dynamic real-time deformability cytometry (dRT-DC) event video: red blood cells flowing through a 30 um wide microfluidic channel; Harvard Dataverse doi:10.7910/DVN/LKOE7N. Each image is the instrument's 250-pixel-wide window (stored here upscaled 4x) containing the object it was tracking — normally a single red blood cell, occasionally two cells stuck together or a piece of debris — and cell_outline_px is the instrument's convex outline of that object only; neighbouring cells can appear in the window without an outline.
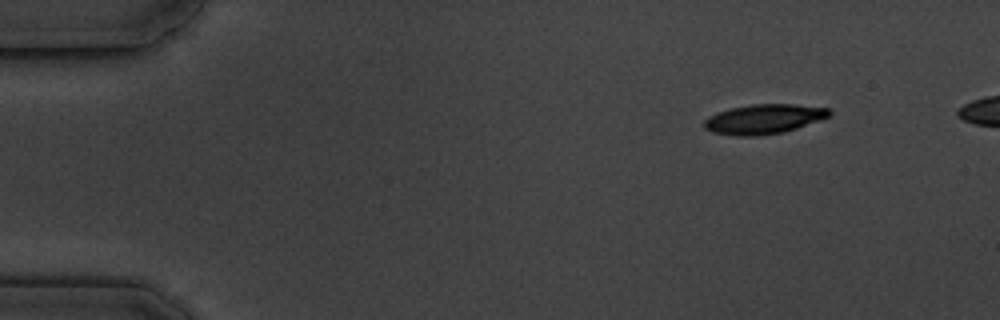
{"species": "common noctule bat (a hibernating species)", "species_latin": "Nyctalus noctula", "temperature_condition": "cold", "stored_images_in_passage": 7, "segment_of_instrument_passage": [2, 2], "camera_frame_rate_fps": 3000, "um_per_image_px": 0.085, "animal": {"sex": "male", "body_mass_g": 19.5, "forearm_length_mm": 54.6}, "frame": {"image": 1, "passage_image": 7, "time_ms": 7.0, "image_size_px": [1000, 320], "cell_outline_px": [[832, 116], [784, 132], [756, 136], [736, 136], [712, 132], [704, 128], [704, 120], [708, 116], [732, 108], [752, 104], [792, 104], [828, 108], [832, 112]], "centroid_in_image_um": [64.94, 10.12], "position_along_channel_um": 20.1, "area_um2": 21.56}}